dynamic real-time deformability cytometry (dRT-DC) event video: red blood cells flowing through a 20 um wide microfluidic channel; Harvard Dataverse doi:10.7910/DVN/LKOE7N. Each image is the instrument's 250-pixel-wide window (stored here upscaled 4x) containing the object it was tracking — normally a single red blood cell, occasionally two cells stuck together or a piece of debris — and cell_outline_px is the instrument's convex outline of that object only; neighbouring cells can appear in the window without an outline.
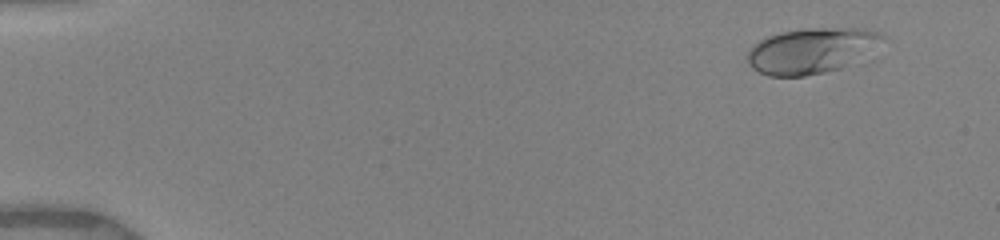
{"species": "human", "species_latin": "Homo sapiens", "temperature_condition": "warm", "stored_images_in_passage": 11, "camera_frame_rate_fps": 3000, "um_per_image_px": 0.085, "donor": {"sex": "female"}, "frame": {"image": 1, "passage_image": 2, "time_ms": 0.667, "image_size_px": [1000, 240], "cell_outline_px": [[888, 36], [840, 68], [824, 72], [804, 76], [768, 76], [752, 68], [748, 64], [748, 48], [752, 44], [768, 36], [784, 32], [804, 28], [864, 28], [880, 32]], "centroid_in_image_um": [68.87, 4.29], "position_along_channel_um": 16.1, "area_um2": 35.03}}
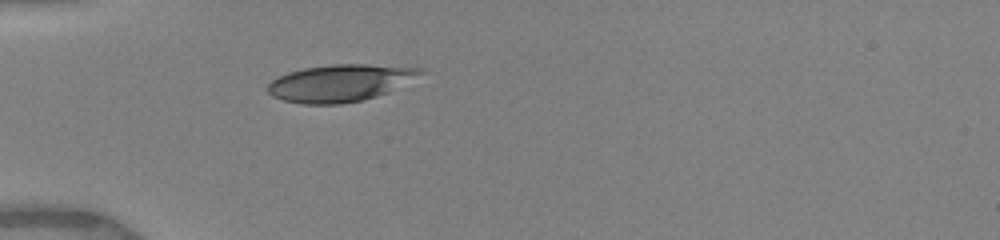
{"frame": {"image": 2, "passage_image": 7, "time_ms": 4.667, "image_size_px": [1000, 240], "cell_outline_px": [[428, 72], [388, 92], [376, 96], [360, 100], [340, 104], [304, 104], [284, 100], [272, 96], [268, 92], [268, 84], [276, 76], [288, 72], [304, 68], [332, 64], [364, 64], [420, 68]], "centroid_in_image_um": [28.9, 7.04], "position_along_channel_um": 56.1, "area_um2": 32.89}}